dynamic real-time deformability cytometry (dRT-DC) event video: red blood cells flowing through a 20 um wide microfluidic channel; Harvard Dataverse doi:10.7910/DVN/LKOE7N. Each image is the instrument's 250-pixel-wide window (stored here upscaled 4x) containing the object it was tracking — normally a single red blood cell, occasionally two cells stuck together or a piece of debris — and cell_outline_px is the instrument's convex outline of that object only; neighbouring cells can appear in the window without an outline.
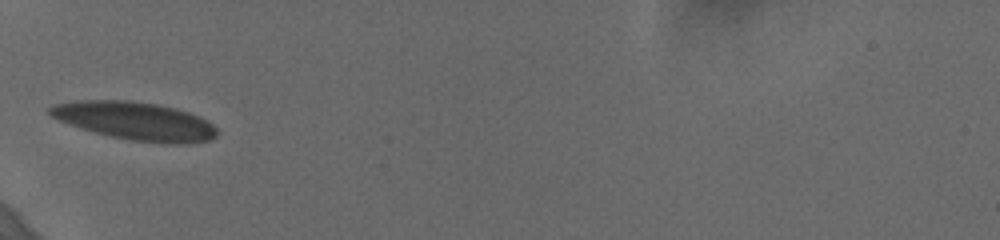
{"species": "human", "species_latin": "Homo sapiens", "temperature_condition": "cold", "stored_images_in_passage": 37, "camera_frame_rate_fps": 3000, "um_per_image_px": 0.085, "donor": {"sex": "female"}, "frame": {"image": 1, "passage_image": 1, "time_ms": 0.0, "image_size_px": [1000, 240], "cell_outline_px": [[212, 136], [192, 140], [152, 140], [124, 136], [92, 128], [56, 116], [52, 112], [56, 108], [72, 104], [140, 104], [164, 108], [180, 112], [192, 116], [208, 124], [212, 128]], "centroid_in_image_um": [11.62, 10.3], "position_along_channel_um": 73.4, "area_um2": 28.84}}
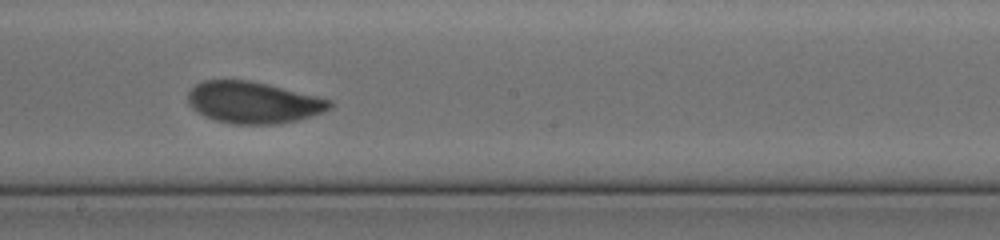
{"frame": {"image": 2, "passage_image": 14, "time_ms": 4.333, "image_size_px": [1000, 240], "cell_outline_px": [[328, 104], [324, 108], [312, 112], [296, 116], [276, 120], [232, 120], [212, 116], [204, 112], [196, 104], [192, 96], [196, 88], [204, 84], [220, 80], [232, 80], [256, 84], [324, 100]], "centroid_in_image_um": [21.45, 8.63], "position_along_channel_um": 226.8, "area_um2": 27.34}}
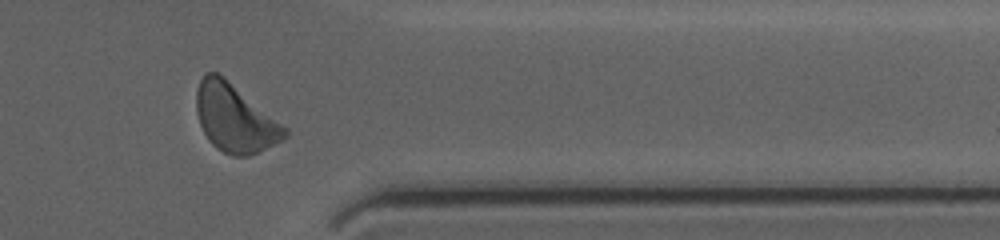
{"frame": {"image": 3, "passage_image": 28, "time_ms": 9.0, "image_size_px": [1000, 240], "cell_outline_px": [[284, 132], [252, 152], [228, 152], [220, 148], [208, 136], [200, 120], [200, 84], [204, 76], [208, 72], [216, 72], [280, 128]], "centroid_in_image_um": [19.8, 9.98], "position_along_channel_um": 391.6, "area_um2": 28.96}, "authors_computed_cell_mechanics": {"area_um2": 27.166, "velocity_mm_per_s": 3.6331, "shape_relaxation_time_tau1_ms": 4.5554, "shape_relaxation_time_tau2_ms": 1.435, "deformation_change_tau1": 0.1839, "deformation_change_tau2": 0.0775}}